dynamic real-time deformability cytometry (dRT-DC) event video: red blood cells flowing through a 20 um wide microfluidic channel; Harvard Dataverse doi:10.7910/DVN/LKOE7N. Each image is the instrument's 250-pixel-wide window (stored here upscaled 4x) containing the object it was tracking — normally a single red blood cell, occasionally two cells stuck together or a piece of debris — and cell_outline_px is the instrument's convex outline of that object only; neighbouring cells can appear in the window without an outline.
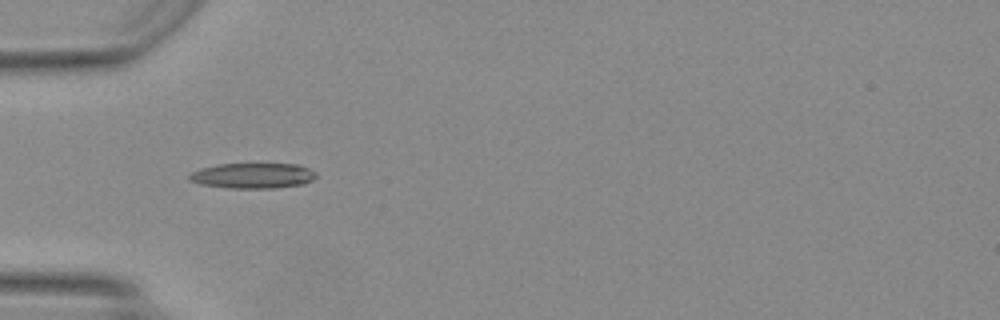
{"species": "Egyptian fruit bat (a non-hibernating species)", "species_latin": "Rousettus aegyptiacus", "temperature_condition": "warm", "stored_images_in_passage": 16, "camera_frame_rate_fps": 3000, "um_per_image_px": 0.085, "animal": {"sex": "female"}, "frame": {"image": 1, "passage_image": 7, "time_ms": 2.0, "image_size_px": [1000, 320], "cell_outline_px": [[316, 176], [312, 180], [304, 184], [276, 188], [228, 188], [200, 184], [188, 180], [188, 176], [192, 172], [200, 168], [216, 164], [300, 164], [316, 172]], "centroid_in_image_um": [21.48, 14.93], "position_along_channel_um": 63.5, "area_um2": 18.9}}